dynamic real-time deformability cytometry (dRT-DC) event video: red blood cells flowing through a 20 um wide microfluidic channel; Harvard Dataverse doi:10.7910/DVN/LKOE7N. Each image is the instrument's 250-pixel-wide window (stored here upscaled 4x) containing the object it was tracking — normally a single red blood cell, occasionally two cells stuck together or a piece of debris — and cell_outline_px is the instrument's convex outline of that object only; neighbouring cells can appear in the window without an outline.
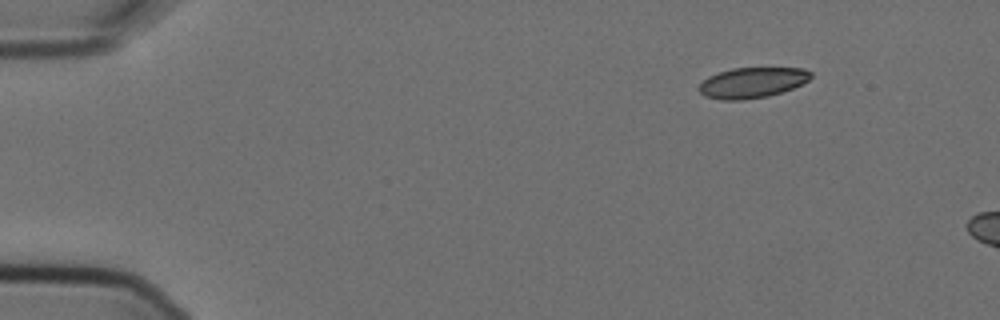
{"species": "Egyptian fruit bat (a non-hibernating species)", "species_latin": "Rousettus aegyptiacus", "temperature_condition": "cold", "stored_images_in_passage": 6, "camera_frame_rate_fps": 3000, "um_per_image_px": 0.085, "animal": {"sex": "female"}, "frame": {"image": 1, "passage_image": 6, "time_ms": 1.667, "image_size_px": [1000, 320], "cell_outline_px": [[812, 76], [808, 80], [792, 88], [768, 96], [744, 100], [720, 100], [704, 96], [696, 88], [708, 76], [732, 68], [804, 68], [812, 72]], "centroid_in_image_um": [63.91, 7.03], "position_along_channel_um": 21.1, "area_um2": 19.88}}